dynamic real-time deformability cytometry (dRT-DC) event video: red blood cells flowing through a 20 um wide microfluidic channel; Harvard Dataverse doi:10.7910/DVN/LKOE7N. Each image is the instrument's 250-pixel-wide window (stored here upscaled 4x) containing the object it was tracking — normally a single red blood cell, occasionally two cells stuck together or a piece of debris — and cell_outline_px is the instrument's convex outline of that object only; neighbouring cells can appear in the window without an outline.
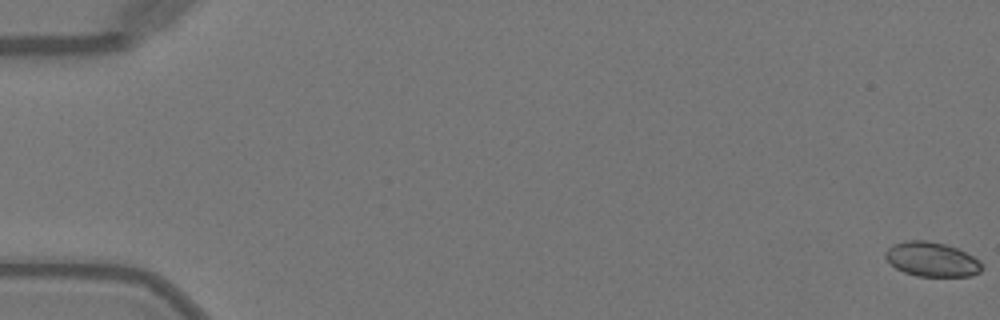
{"species": "Egyptian fruit bat (a non-hibernating species)", "species_latin": "Rousettus aegyptiacus", "temperature_condition": "warm", "stored_images_in_passage": 51, "camera_frame_rate_fps": 3000, "um_per_image_px": 0.085, "animal": {"sex": "female"}, "frame": {"image": 1, "passage_image": 1, "time_ms": 0.0, "image_size_px": [1000, 320], "cell_outline_px": [[984, 268], [980, 272], [972, 276], [916, 276], [904, 272], [896, 268], [884, 256], [884, 252], [892, 244], [904, 240], [924, 240], [944, 244], [956, 248], [980, 260], [984, 264]], "centroid_in_image_um": [79.21, 22.05], "position_along_channel_um": 5.8, "area_um2": 19.48}}
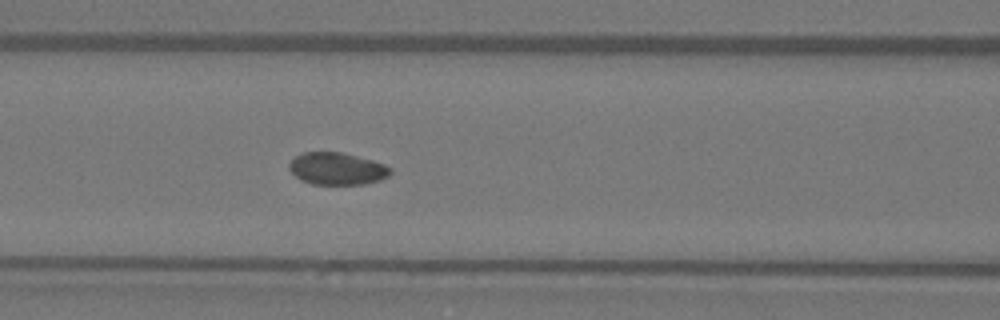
{"frame": {"image": 2, "passage_image": 23, "time_ms": 7.333, "image_size_px": [1000, 320], "cell_outline_px": [[392, 172], [388, 176], [380, 180], [364, 184], [312, 184], [300, 180], [288, 168], [288, 164], [296, 156], [304, 152], [340, 152], [372, 160], [384, 164], [392, 168]], "centroid_in_image_um": [28.65, 14.34], "position_along_channel_um": 137.9, "area_um2": 18.96}}
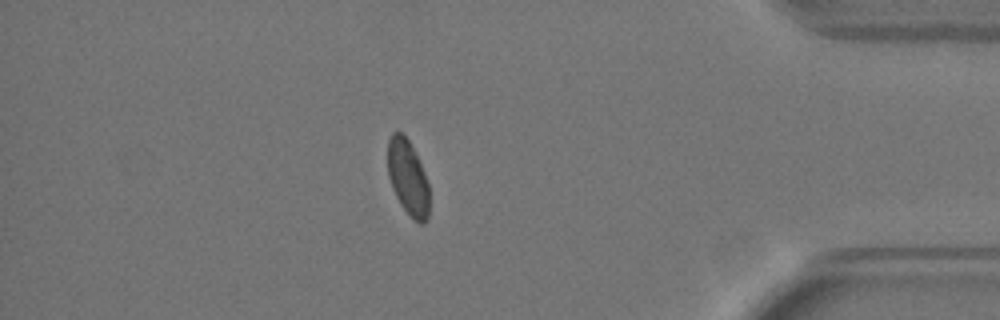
{"frame": {"image": 3, "passage_image": 45, "time_ms": 14.667, "image_size_px": [1000, 320], "cell_outline_px": [[428, 220], [424, 224], [420, 224], [400, 204], [392, 188], [388, 176], [388, 140], [392, 132], [400, 132], [408, 140], [424, 172], [428, 184]], "centroid_in_image_um": [34.65, 15.1], "position_along_channel_um": 400.5, "area_um2": 17.8}, "authors_computed_cell_mechanics": {"area_um2": 19.363, "velocity_mm_per_s": 4.0711, "shape_relaxation_time_tau1_ms": 10.6071, "shape_relaxation_time_tau2_ms": 1.8037, "deformation_change_tau1": 0.1037, "deformation_change_tau2": 0.0347}}